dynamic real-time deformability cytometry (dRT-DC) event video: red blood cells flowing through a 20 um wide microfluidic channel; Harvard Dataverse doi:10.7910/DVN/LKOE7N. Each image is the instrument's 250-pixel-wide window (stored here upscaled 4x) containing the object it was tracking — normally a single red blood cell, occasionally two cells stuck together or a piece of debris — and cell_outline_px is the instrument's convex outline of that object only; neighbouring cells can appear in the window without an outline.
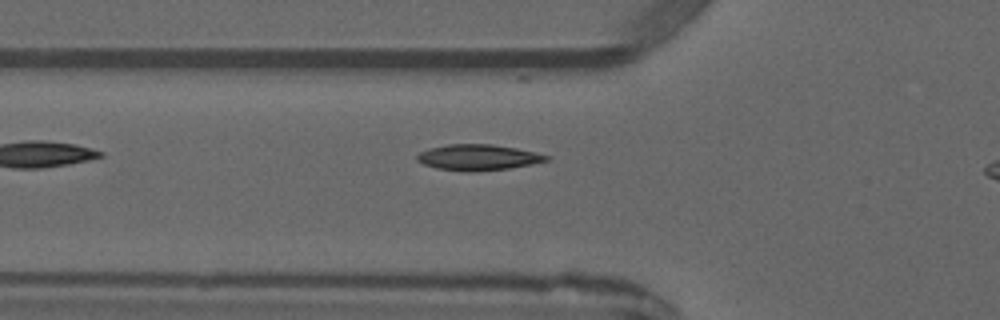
{"species": "common noctule bat (a hibernating species)", "species_latin": "Nyctalus noctula", "temperature_condition": "warm", "stored_images_in_passage": 4, "segment_of_instrument_passage": [1, 2], "camera_frame_rate_fps": 3000, "um_per_image_px": 0.085, "animal": {"sex": "male", "forearm_length_mm": 52.5}, "frame": {"image": 1, "passage_image": 3, "time_ms": 2.333, "image_size_px": [1000, 320], "cell_outline_px": [[552, 156], [548, 160], [532, 164], [508, 168], [472, 172], [436, 168], [424, 164], [416, 160], [416, 156], [420, 152], [428, 148], [448, 144], [492, 144], [516, 148]], "centroid_in_image_um": [40.63, 13.37], "position_along_channel_um": 85.2, "area_um2": 19.42}}